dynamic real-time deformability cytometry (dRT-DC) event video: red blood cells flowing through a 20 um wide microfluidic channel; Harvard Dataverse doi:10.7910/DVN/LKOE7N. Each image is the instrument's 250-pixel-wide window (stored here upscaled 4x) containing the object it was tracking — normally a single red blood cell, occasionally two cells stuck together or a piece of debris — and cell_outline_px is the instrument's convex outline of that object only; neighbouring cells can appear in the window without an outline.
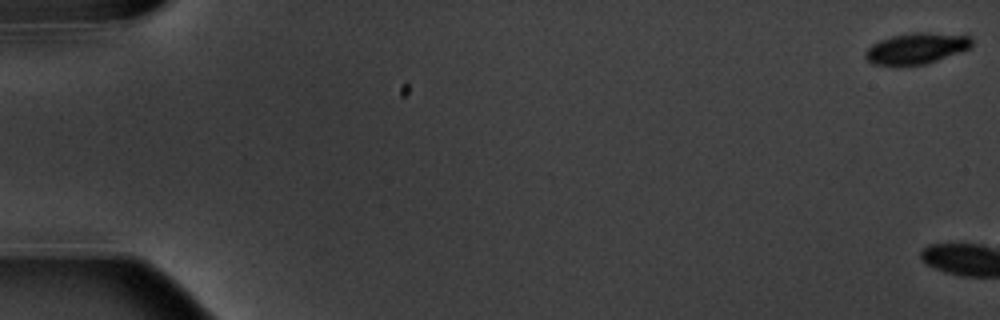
{"species": "common noctule bat (a hibernating species)", "species_latin": "Nyctalus noctula", "temperature_condition": "warm", "stored_images_in_passage": 6, "camera_frame_rate_fps": 3000, "um_per_image_px": 0.085, "animal": {"sex": "male", "body_mass_g": 20.1, "forearm_length_mm": 53.5}, "frame": {"image": 1, "passage_image": 1, "time_ms": 0.0, "image_size_px": [1000, 320], "cell_outline_px": [[972, 48], [924, 64], [896, 68], [872, 64], [864, 56], [864, 52], [872, 44], [880, 40], [892, 36], [912, 32], [928, 32], [972, 36]], "centroid_in_image_um": [77.86, 4.14], "position_along_channel_um": 7.1, "area_um2": 19.77}}